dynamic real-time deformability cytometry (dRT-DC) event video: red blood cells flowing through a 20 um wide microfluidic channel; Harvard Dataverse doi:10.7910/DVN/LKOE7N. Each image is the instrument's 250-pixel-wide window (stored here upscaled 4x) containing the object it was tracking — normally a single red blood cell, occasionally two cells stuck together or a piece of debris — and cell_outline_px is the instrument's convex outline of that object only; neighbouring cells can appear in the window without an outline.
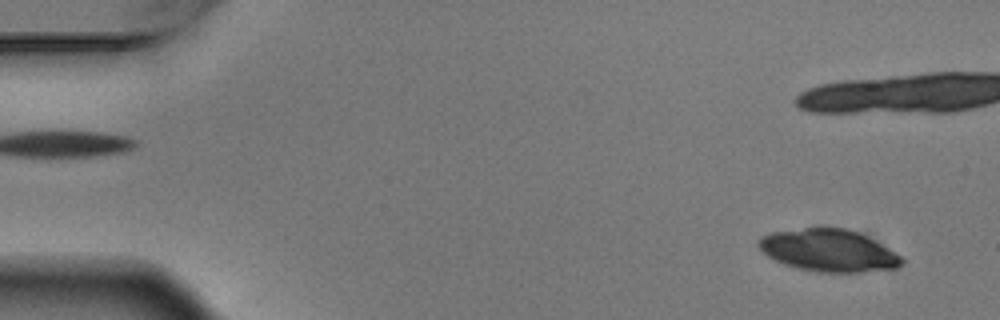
{"species": "Egyptian fruit bat (a non-hibernating species)", "species_latin": "Rousettus aegyptiacus", "temperature_condition": "warm", "stored_images_in_passage": 5, "segment_of_instrument_passage": [2, 2], "camera_frame_rate_fps": 3000, "um_per_image_px": 0.085, "animal": {"sex": "male"}, "frame": {"image": 1, "passage_image": 5, "time_ms": 1.333, "image_size_px": [1000, 320], "cell_outline_px": [[904, 264], [896, 268], [860, 272], [820, 272], [796, 268], [784, 264], [768, 256], [756, 244], [760, 236], [772, 232], [816, 224], [820, 224], [848, 228], [880, 244], [900, 256], [904, 260]], "centroid_in_image_um": [70.36, 21.24], "position_along_channel_um": 14.6, "area_um2": 35.78}}